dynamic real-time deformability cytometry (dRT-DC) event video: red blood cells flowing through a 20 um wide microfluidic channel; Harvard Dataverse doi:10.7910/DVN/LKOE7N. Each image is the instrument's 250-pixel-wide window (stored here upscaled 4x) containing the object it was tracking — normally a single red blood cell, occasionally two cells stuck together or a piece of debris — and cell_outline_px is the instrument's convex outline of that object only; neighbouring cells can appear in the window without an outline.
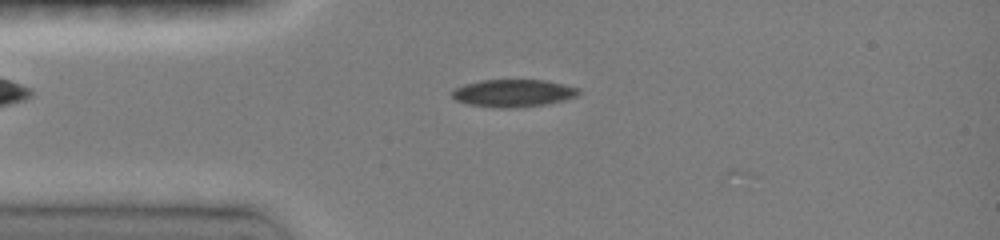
{"species": "common noctule bat (a hibernating species)", "species_latin": "Nyctalus noctula", "temperature_condition": "room temperature", "stored_images_in_passage": 7, "camera_frame_rate_fps": 3000, "um_per_image_px": 0.085, "animal": {"sex": "female", "body_mass_g": 19.0, "forearm_length_mm": 51.5}, "frame": {"image": 1, "passage_image": 6, "time_ms": 1.667, "image_size_px": [1000, 240], "cell_outline_px": [[580, 92], [576, 96], [564, 100], [544, 104], [468, 104], [456, 100], [452, 96], [452, 92], [456, 88], [464, 84], [480, 80], [544, 80], [564, 84], [580, 88]], "centroid_in_image_um": [43.68, 7.84], "position_along_channel_um": 41.3, "area_um2": 18.9}}